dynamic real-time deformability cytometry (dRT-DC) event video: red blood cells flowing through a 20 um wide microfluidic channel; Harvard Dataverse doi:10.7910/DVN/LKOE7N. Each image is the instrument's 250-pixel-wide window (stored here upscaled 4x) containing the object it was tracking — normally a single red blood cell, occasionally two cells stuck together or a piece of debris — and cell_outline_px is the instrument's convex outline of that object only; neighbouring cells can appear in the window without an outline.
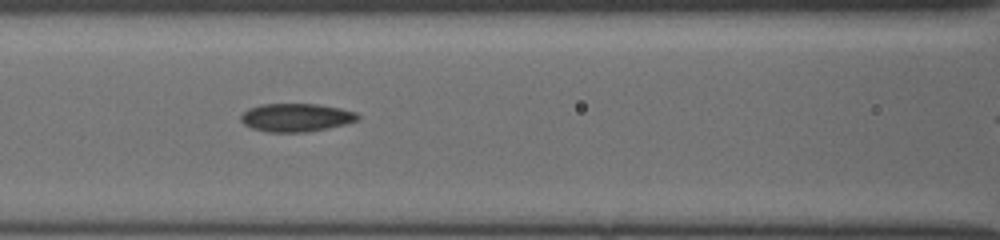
{"species": "common noctule bat (a hibernating species)", "species_latin": "Nyctalus noctula", "temperature_condition": "cold", "stored_images_in_passage": 30, "camera_frame_rate_fps": 3000, "um_per_image_px": 0.085, "animal": {"sex": "female", "body_mass_g": 19.5, "forearm_length_mm": 54.1}, "frame": {"image": 1, "passage_image": 9, "time_ms": 2.667, "image_size_px": [1000, 240], "cell_outline_px": [[360, 120], [328, 128], [308, 132], [268, 132], [252, 128], [244, 124], [240, 120], [240, 116], [248, 108], [260, 104], [316, 104], [340, 108], [356, 112], [360, 116]], "centroid_in_image_um": [25.17, 9.99], "position_along_channel_um": 141.4, "area_um2": 19.31}}
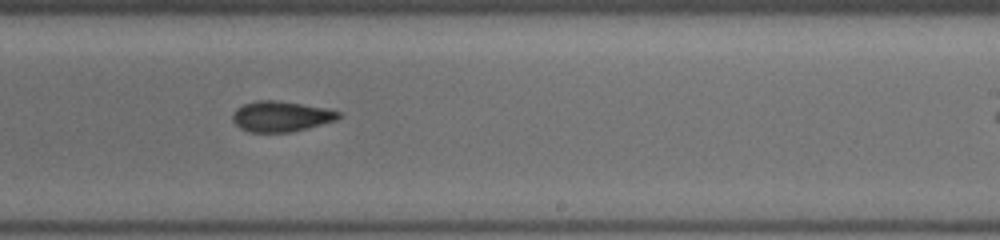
{"frame": {"image": 2, "passage_image": 18, "time_ms": 5.667, "image_size_px": [1000, 240], "cell_outline_px": [[344, 116], [336, 120], [308, 128], [292, 132], [248, 132], [240, 128], [232, 120], [232, 116], [236, 108], [244, 104], [256, 100], [276, 100], [328, 108], [340, 112]], "centroid_in_image_um": [23.91, 9.89], "position_along_channel_um": 265.1, "area_um2": 19.02}}